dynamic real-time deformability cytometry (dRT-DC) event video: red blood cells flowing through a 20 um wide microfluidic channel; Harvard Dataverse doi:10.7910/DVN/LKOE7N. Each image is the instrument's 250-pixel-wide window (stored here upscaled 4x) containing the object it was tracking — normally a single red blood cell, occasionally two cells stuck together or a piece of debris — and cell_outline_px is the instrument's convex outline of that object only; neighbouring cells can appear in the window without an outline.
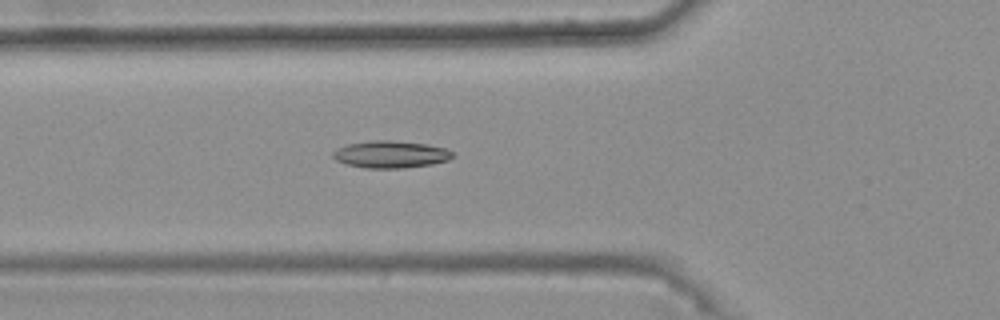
{"species": "common noctule bat (a hibernating species)", "species_latin": "Nyctalus noctula", "temperature_condition": "warm", "stored_images_in_passage": 48, "camera_frame_rate_fps": 3000, "um_per_image_px": 0.085, "animal": {"sex": "female", "body_mass_g": 25.1}, "frame": {"image": 1, "passage_image": 20, "time_ms": 6.333, "image_size_px": [1000, 320], "cell_outline_px": [[456, 156], [448, 160], [432, 164], [404, 168], [364, 168], [348, 164], [336, 160], [332, 156], [332, 152], [336, 148], [348, 144], [372, 140], [392, 140], [428, 144], [444, 148], [452, 152]], "centroid_in_image_um": [33.21, 13.12], "position_along_channel_um": 92.6, "area_um2": 19.02}}
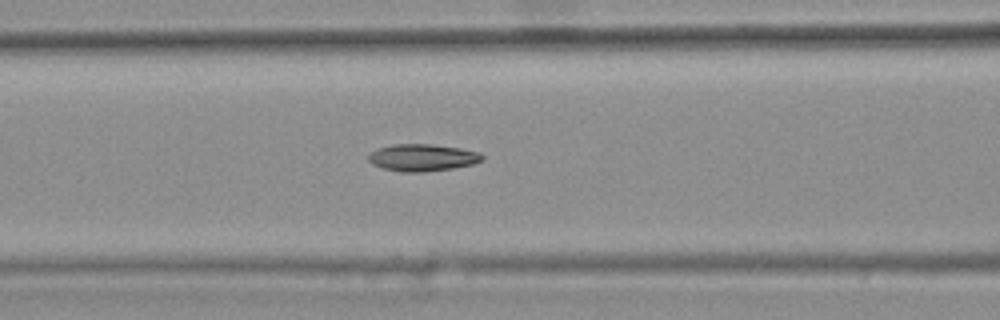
{"frame": {"image": 2, "passage_image": 23, "time_ms": 7.333, "image_size_px": [1000, 320], "cell_outline_px": [[484, 160], [472, 164], [452, 168], [424, 172], [400, 172], [384, 168], [372, 164], [368, 160], [368, 156], [376, 148], [392, 144], [432, 144], [460, 148], [480, 152], [484, 156]], "centroid_in_image_um": [35.91, 13.39], "position_along_channel_um": 130.7, "area_um2": 18.03}}
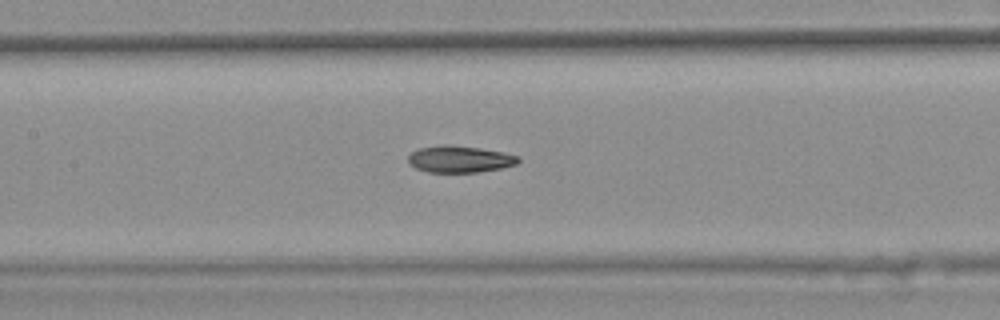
{"frame": {"image": 3, "passage_image": 26, "time_ms": 8.333, "image_size_px": [1000, 320], "cell_outline_px": [[520, 160], [516, 164], [500, 168], [476, 172], [428, 172], [416, 168], [408, 164], [408, 156], [412, 152], [420, 148], [444, 144], [448, 144], [480, 148], [504, 152], [520, 156]], "centroid_in_image_um": [39.07, 13.52], "position_along_channel_um": 168.3, "area_um2": 17.17}, "authors_computed_cell_mechanics": {"area_um2": 17.6868, "velocity_mm_per_s": 3.7691, "shape_relaxation_time_tau1_ms": null, "shape_relaxation_time_tau2_ms": 6.5128, "deformation_change_tau1": null, "deformation_change_tau2": 0.1573}}